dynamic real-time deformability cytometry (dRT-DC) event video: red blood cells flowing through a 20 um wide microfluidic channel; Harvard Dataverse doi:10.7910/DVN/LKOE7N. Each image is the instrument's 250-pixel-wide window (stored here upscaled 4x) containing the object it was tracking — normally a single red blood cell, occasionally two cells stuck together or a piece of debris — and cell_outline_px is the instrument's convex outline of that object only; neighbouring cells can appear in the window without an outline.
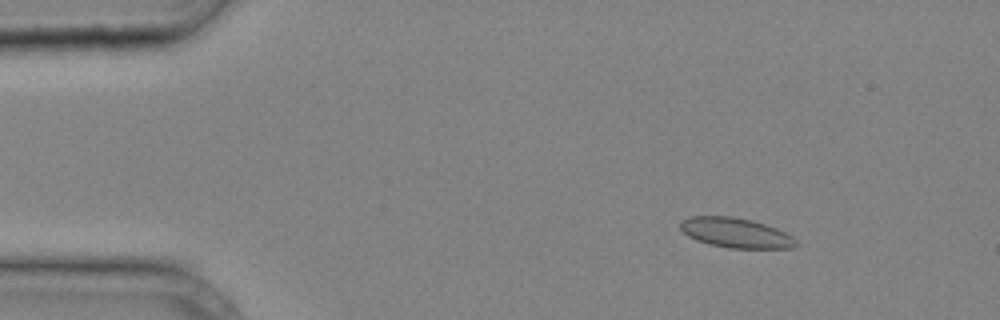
{"species": "common noctule bat (a hibernating species)", "species_latin": "Nyctalus noctula", "temperature_condition": "cold", "stored_images_in_passage": 29, "camera_frame_rate_fps": 3000, "um_per_image_px": 0.085, "animal": {"sex": "male", "body_mass_g": 20.4}, "frame": {"image": 1, "passage_image": 2, "time_ms": 0.333, "image_size_px": [1000, 320], "cell_outline_px": [[800, 244], [792, 248], [728, 248], [708, 244], [696, 240], [688, 236], [680, 228], [680, 220], [688, 216], [732, 216], [752, 220], [776, 228], [792, 236]], "centroid_in_image_um": [62.52, 19.79], "position_along_channel_um": 22.5, "area_um2": 20.29}}
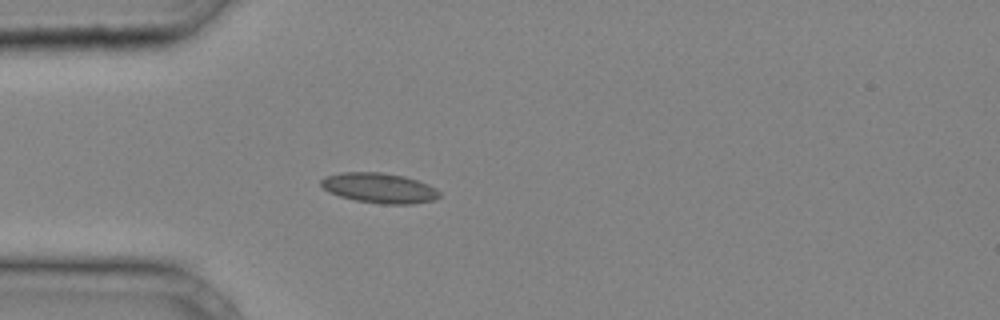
{"frame": {"image": 2, "passage_image": 8, "time_ms": 2.333, "image_size_px": [1000, 320], "cell_outline_px": [[440, 196], [436, 200], [412, 204], [380, 204], [356, 200], [340, 196], [328, 192], [320, 184], [320, 180], [324, 176], [340, 172], [384, 172], [404, 176], [428, 184], [436, 188], [440, 192]], "centroid_in_image_um": [32.24, 15.98], "position_along_channel_um": 52.8, "area_um2": 20.98}}
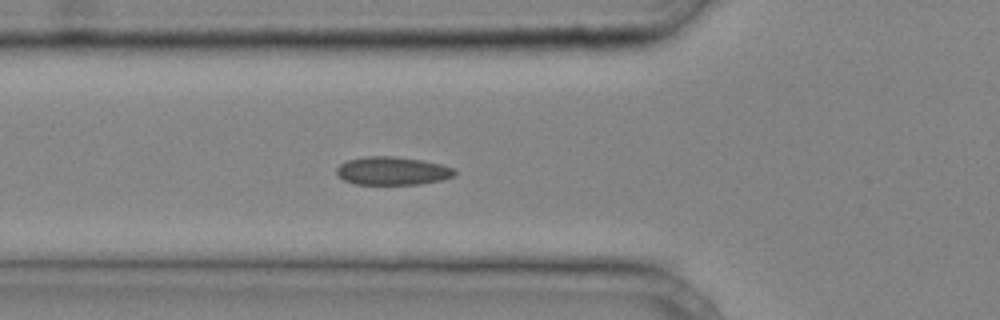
{"frame": {"image": 3, "passage_image": 11, "time_ms": 3.333, "image_size_px": [1000, 320], "cell_outline_px": [[456, 172], [452, 176], [444, 180], [420, 184], [356, 184], [344, 180], [336, 172], [336, 168], [340, 164], [348, 160], [364, 156], [396, 156], [420, 160], [440, 164], [456, 168]], "centroid_in_image_um": [33.37, 14.52], "position_along_channel_um": 92.4, "area_um2": 19.42}}